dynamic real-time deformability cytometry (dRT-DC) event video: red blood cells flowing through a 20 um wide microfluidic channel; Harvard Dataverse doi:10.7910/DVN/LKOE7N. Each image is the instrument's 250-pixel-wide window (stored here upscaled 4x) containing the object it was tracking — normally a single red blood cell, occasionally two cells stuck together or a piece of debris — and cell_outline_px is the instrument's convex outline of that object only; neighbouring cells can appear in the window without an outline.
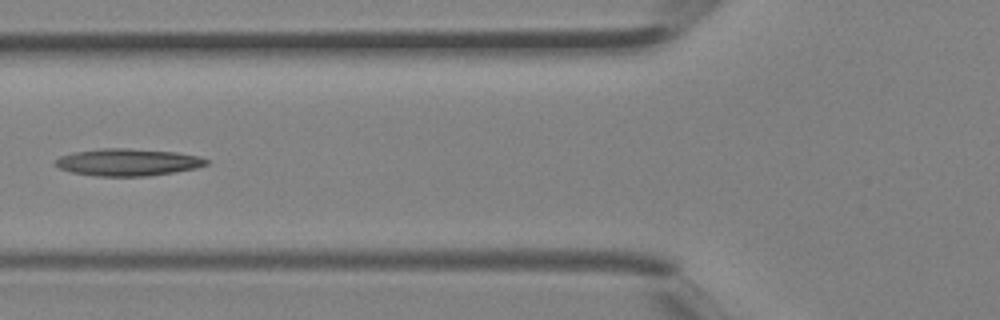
{"species": "Egyptian fruit bat (a non-hibernating species)", "species_latin": "Rousettus aegyptiacus", "temperature_condition": "room temperature", "stored_images_in_passage": 5, "camera_frame_rate_fps": 3000, "um_per_image_px": 0.085, "animal": {"sex": "female"}, "frame": {"image": 1, "passage_image": 5, "time_ms": 1.333, "image_size_px": [1000, 320], "cell_outline_px": [[208, 164], [196, 168], [176, 172], [148, 176], [96, 176], [72, 172], [60, 168], [56, 164], [56, 160], [60, 156], [72, 152], [104, 148], [128, 148], [176, 152], [200, 156], [208, 160]], "centroid_in_image_um": [10.9, 13.79], "position_along_channel_um": 114.9, "area_um2": 23.87}}